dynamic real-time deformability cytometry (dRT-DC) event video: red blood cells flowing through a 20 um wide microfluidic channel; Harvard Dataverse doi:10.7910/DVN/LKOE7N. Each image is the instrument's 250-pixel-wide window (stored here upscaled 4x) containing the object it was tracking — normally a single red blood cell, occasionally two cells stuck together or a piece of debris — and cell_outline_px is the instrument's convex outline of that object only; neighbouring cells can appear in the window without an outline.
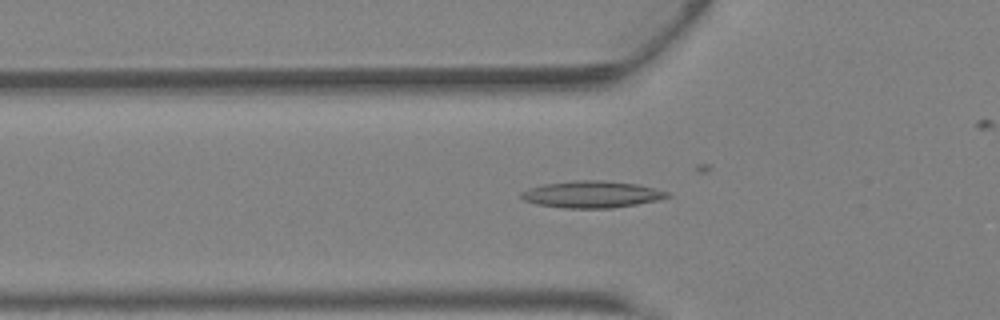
{"species": "Egyptian fruit bat (a non-hibernating species)", "species_latin": "Rousettus aegyptiacus", "temperature_condition": "warm", "stored_images_in_passage": 30, "camera_frame_rate_fps": 3000, "um_per_image_px": 0.085, "animal": {"sex": "female"}, "frame": {"image": 1, "passage_image": 11, "time_ms": 3.333, "image_size_px": [1000, 320], "cell_outline_px": [[672, 196], [660, 200], [612, 208], [564, 208], [536, 204], [524, 200], [520, 196], [520, 192], [544, 184], [576, 180], [600, 180], [636, 184], [672, 192]], "centroid_in_image_um": [50.36, 16.52], "position_along_channel_um": 75.4, "area_um2": 22.83}}
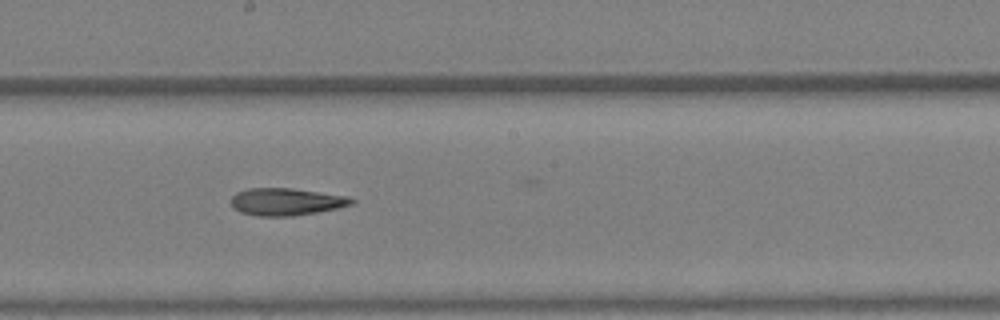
{"frame": {"image": 2, "passage_image": 20, "time_ms": 6.333, "image_size_px": [1000, 320], "cell_outline_px": [[356, 200], [352, 204], [336, 208], [316, 212], [292, 216], [260, 216], [240, 212], [232, 208], [232, 196], [236, 192], [248, 188], [292, 188], [348, 196]], "centroid_in_image_um": [24.31, 17.14], "position_along_channel_um": 223.9, "area_um2": 19.13}}
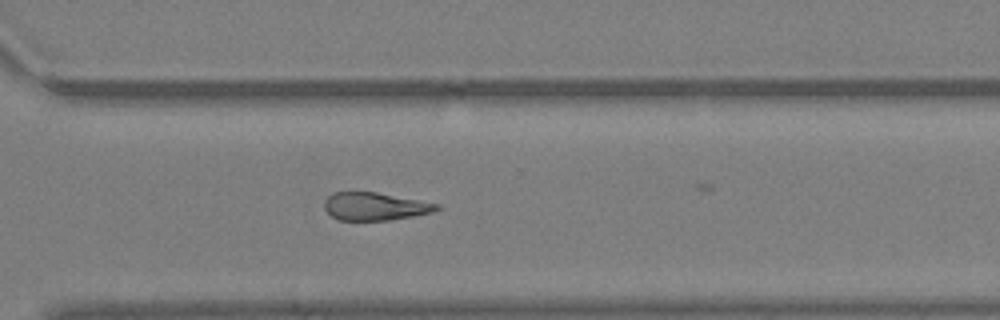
{"frame": {"image": 3, "passage_image": 27, "time_ms": 8.667, "image_size_px": [1000, 320], "cell_outline_px": [[440, 208], [432, 212], [412, 216], [388, 220], [336, 220], [324, 208], [324, 200], [328, 196], [336, 192], [376, 192], [440, 204]], "centroid_in_image_um": [31.85, 17.54], "position_along_channel_um": 338.8, "area_um2": 18.09}}